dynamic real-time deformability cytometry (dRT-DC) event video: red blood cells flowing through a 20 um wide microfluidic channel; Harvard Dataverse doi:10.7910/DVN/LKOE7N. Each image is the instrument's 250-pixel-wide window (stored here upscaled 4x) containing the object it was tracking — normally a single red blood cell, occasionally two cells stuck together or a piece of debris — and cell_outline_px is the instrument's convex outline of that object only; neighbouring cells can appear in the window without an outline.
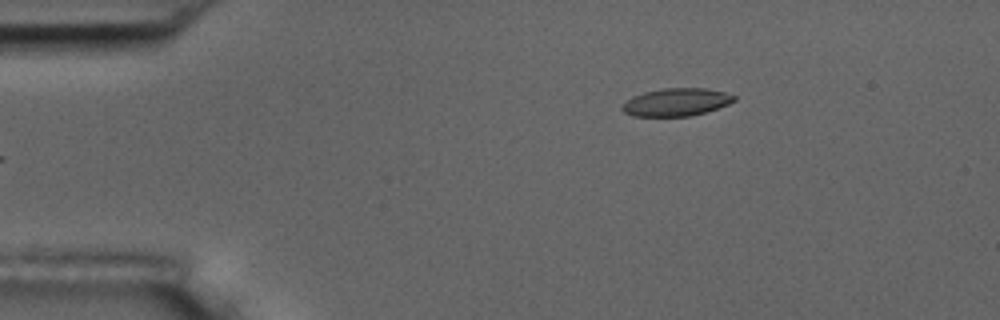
{"species": "common noctule bat (a hibernating species)", "species_latin": "Nyctalus noctula", "temperature_condition": "room temperature", "stored_images_in_passage": 5, "camera_frame_rate_fps": 3000, "um_per_image_px": 0.085, "animal": {"sex": "male", "body_mass_g": 17.5, "forearm_length_mm": 52.3}, "frame": {"image": 1, "passage_image": 5, "time_ms": 4.667, "image_size_px": [1000, 320], "cell_outline_px": [[736, 100], [728, 104], [704, 112], [688, 116], [632, 116], [624, 112], [620, 108], [632, 96], [644, 92], [660, 88], [704, 88], [724, 92], [736, 96]], "centroid_in_image_um": [57.46, 8.67], "position_along_channel_um": 27.5, "area_um2": 17.98}}